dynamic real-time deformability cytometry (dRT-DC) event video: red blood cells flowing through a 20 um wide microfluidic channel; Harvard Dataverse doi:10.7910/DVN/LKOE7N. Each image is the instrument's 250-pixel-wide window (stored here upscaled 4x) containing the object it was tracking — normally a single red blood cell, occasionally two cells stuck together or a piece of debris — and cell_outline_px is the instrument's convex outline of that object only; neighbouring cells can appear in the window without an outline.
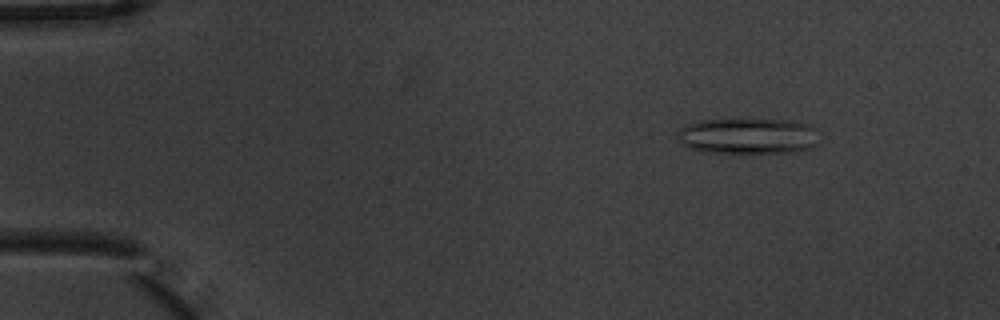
{"species": "common noctule bat (a hibernating species)", "species_latin": "Nyctalus noctula", "temperature_condition": "warm", "stored_images_in_passage": 4, "camera_frame_rate_fps": 3000, "um_per_image_px": 0.085, "animal": {"sex": "male", "body_mass_g": 20.1, "forearm_length_mm": 53.5}, "frame": {"image": 1, "passage_image": 2, "time_ms": 0.333, "image_size_px": [1000, 320], "cell_outline_px": [[816, 144], [808, 148], [788, 152], [708, 152], [688, 148], [680, 140], [680, 128], [688, 124], [700, 120], [736, 116], [784, 120], [808, 124], [816, 128]], "centroid_in_image_um": [63.55, 11.5], "position_along_channel_um": 21.4, "area_um2": 30.06}}